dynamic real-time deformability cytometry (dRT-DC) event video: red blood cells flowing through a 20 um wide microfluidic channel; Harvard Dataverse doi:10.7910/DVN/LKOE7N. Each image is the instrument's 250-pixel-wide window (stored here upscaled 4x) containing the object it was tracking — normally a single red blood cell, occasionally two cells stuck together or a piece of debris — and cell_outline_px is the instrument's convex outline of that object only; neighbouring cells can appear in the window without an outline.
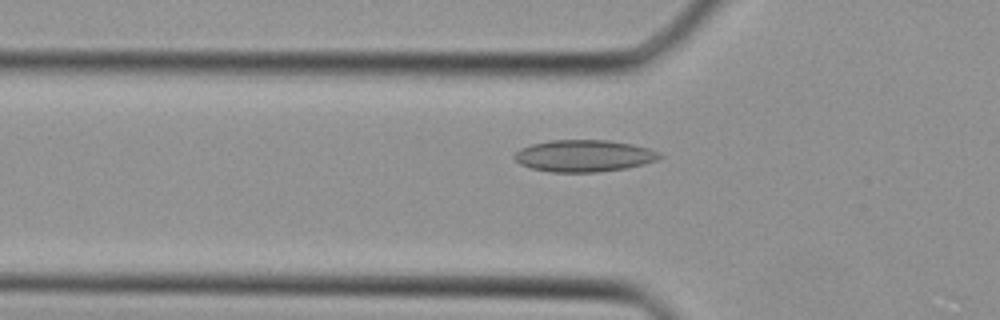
{"species": "Egyptian fruit bat (a non-hibernating species)", "species_latin": "Rousettus aegyptiacus", "temperature_condition": "cold", "stored_images_in_passage": 34, "camera_frame_rate_fps": 3000, "um_per_image_px": 0.085, "animal": {"sex": "female"}, "frame": {"image": 1, "passage_image": 8, "time_ms": 2.333, "image_size_px": [1000, 320], "cell_outline_px": [[664, 156], [656, 160], [644, 164], [628, 168], [596, 172], [552, 172], [528, 168], [520, 164], [512, 156], [520, 148], [532, 144], [552, 140], [608, 140], [632, 144], [648, 148], [660, 152]], "centroid_in_image_um": [49.64, 13.25], "position_along_channel_um": 76.2, "area_um2": 27.11}}
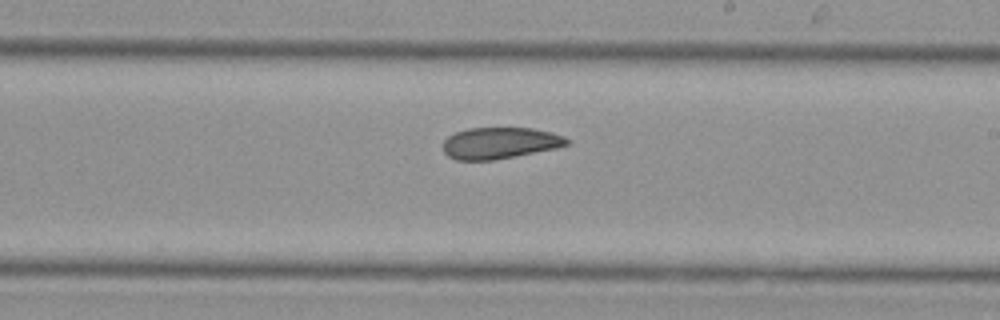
{"frame": {"image": 2, "passage_image": 18, "time_ms": 5.667, "image_size_px": [1000, 320], "cell_outline_px": [[568, 144], [556, 148], [496, 160], [456, 160], [448, 156], [444, 152], [444, 140], [448, 136], [456, 132], [468, 128], [532, 128], [552, 132], [564, 136], [568, 140]], "centroid_in_image_um": [42.48, 12.16], "position_along_channel_um": 246.5, "area_um2": 22.66}}
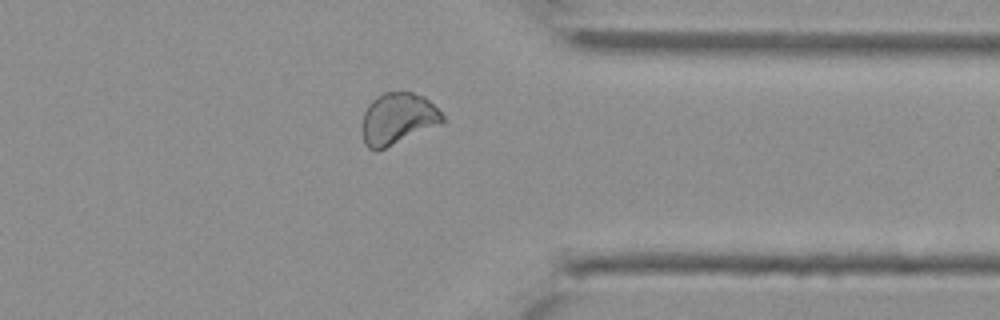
{"frame": {"image": 3, "passage_image": 26, "time_ms": 8.333, "image_size_px": [1000, 320], "cell_outline_px": [[444, 124], [376, 152], [368, 148], [364, 144], [364, 112], [368, 104], [376, 96], [384, 92], [412, 92], [424, 96], [444, 116]], "centroid_in_image_um": [33.85, 10.1], "position_along_channel_um": 377.6, "area_um2": 24.28}}